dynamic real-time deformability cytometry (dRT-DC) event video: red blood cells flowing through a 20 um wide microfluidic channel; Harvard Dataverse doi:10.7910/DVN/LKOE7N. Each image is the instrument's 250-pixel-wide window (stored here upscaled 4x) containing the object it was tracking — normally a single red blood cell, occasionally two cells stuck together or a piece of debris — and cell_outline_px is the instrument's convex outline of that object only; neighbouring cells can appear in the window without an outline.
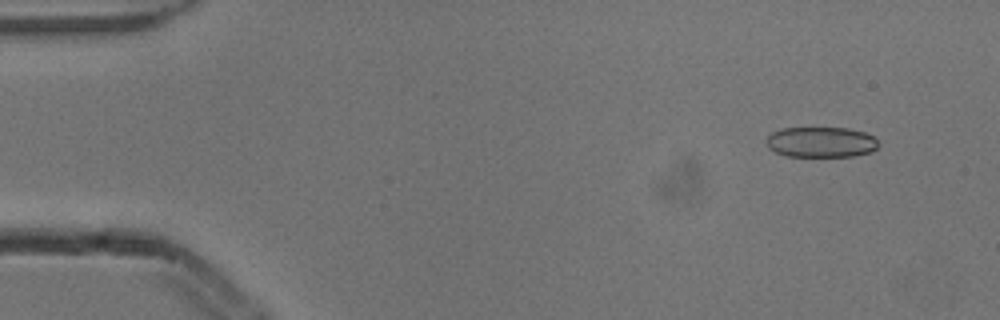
{"species": "common noctule bat (a hibernating species)", "species_latin": "Nyctalus noctula", "temperature_condition": "cold", "stored_images_in_passage": 5, "camera_frame_rate_fps": 3000, "um_per_image_px": 0.085, "animal": {"sex": "male", "body_mass_g": 13.3}, "frame": {"image": 1, "passage_image": 2, "time_ms": 0.333, "image_size_px": [1000, 320], "cell_outline_px": [[880, 144], [872, 152], [852, 156], [788, 156], [776, 152], [768, 148], [764, 140], [772, 132], [780, 128], [848, 128], [864, 132], [872, 136]], "centroid_in_image_um": [69.76, 12.08], "position_along_channel_um": 15.2, "area_um2": 20.0}}
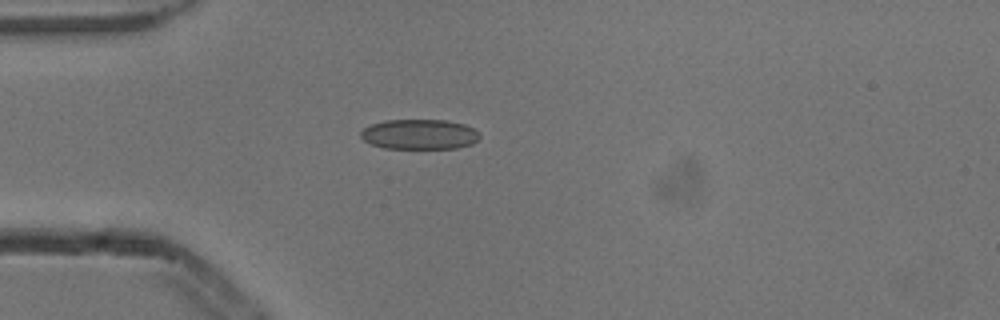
{"frame": {"image": 2, "passage_image": 5, "time_ms": 1.333, "image_size_px": [1000, 320], "cell_outline_px": [[480, 136], [472, 144], [456, 148], [384, 148], [372, 144], [364, 140], [360, 136], [360, 132], [364, 128], [372, 124], [384, 120], [448, 120], [464, 124], [472, 128]], "centroid_in_image_um": [35.63, 11.41], "position_along_channel_um": 49.4, "area_um2": 20.69}}